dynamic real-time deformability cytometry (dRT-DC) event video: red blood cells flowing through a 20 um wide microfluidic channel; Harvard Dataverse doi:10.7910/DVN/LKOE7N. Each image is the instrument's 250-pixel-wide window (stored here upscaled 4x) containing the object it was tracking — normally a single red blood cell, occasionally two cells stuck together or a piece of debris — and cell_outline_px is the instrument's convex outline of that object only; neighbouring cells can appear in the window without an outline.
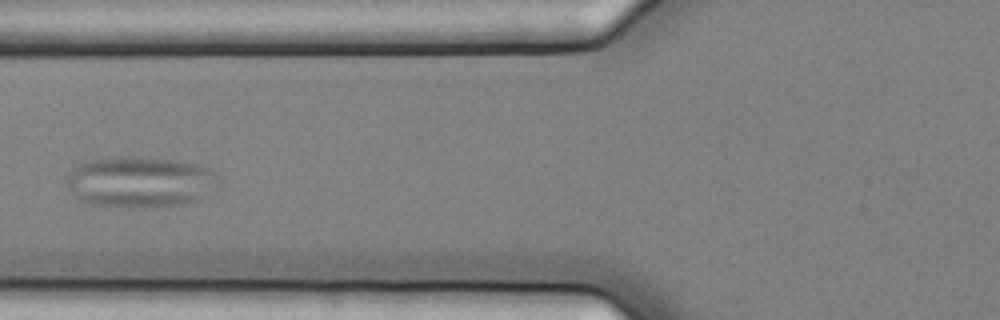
{"species": "common noctule bat (a hibernating species)", "species_latin": "Nyctalus noctula", "temperature_condition": "cold", "stored_images_in_passage": 5, "camera_frame_rate_fps": 3000, "um_per_image_px": 0.085, "animal": {"sex": "female", "body_mass_g": 25.1}, "frame": {"image": 1, "passage_image": 5, "time_ms": 1.333, "image_size_px": [1000, 320], "cell_outline_px": [[212, 172], [196, 200], [180, 204], [144, 208], [132, 208], [92, 204], [80, 200], [72, 196], [68, 184], [68, 176], [72, 168], [80, 164], [92, 160], [128, 156], [168, 160], [196, 164], [208, 168]], "centroid_in_image_um": [11.66, 15.48], "position_along_channel_um": 114.1, "area_um2": 43.0}}